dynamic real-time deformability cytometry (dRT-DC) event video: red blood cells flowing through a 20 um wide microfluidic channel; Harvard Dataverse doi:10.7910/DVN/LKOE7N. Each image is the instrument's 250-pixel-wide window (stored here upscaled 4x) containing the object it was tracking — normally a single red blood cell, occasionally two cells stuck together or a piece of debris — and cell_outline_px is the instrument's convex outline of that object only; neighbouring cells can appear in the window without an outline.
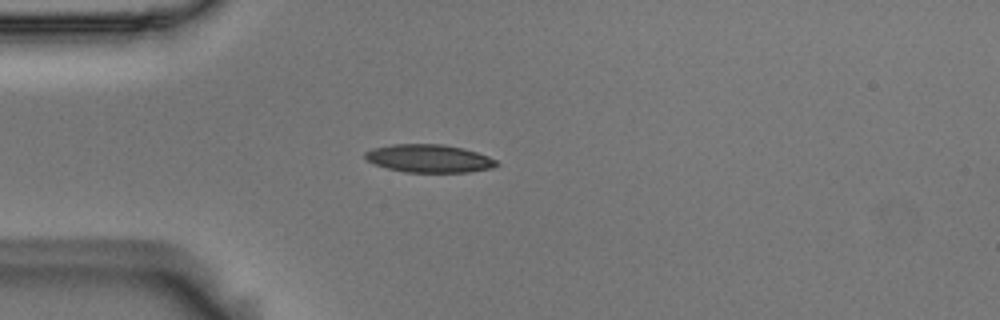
{"species": "Egyptian fruit bat (a non-hibernating species)", "species_latin": "Rousettus aegyptiacus", "temperature_condition": "room temperature", "stored_images_in_passage": 3, "camera_frame_rate_fps": 3000, "um_per_image_px": 0.085, "animal": {"sex": "male"}, "frame": {"image": 1, "passage_image": 2, "time_ms": 0.333, "image_size_px": [1000, 320], "cell_outline_px": [[500, 164], [492, 168], [468, 172], [404, 172], [388, 168], [376, 164], [368, 160], [364, 156], [364, 152], [372, 148], [392, 144], [444, 144], [464, 148], [488, 156], [496, 160]], "centroid_in_image_um": [36.48, 13.46], "position_along_channel_um": 48.5, "area_um2": 21.44}}